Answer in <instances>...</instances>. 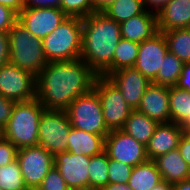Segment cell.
<instances>
[{
  "label": "cell",
  "instance_id": "277c9868",
  "mask_svg": "<svg viewBox=\"0 0 190 190\" xmlns=\"http://www.w3.org/2000/svg\"><path fill=\"white\" fill-rule=\"evenodd\" d=\"M9 63L37 76L47 65L42 40L34 37L18 20L8 31Z\"/></svg>",
  "mask_w": 190,
  "mask_h": 190
},
{
  "label": "cell",
  "instance_id": "cb8c5ba5",
  "mask_svg": "<svg viewBox=\"0 0 190 190\" xmlns=\"http://www.w3.org/2000/svg\"><path fill=\"white\" fill-rule=\"evenodd\" d=\"M162 181L161 174L154 160H147L133 167L128 185L133 190H151Z\"/></svg>",
  "mask_w": 190,
  "mask_h": 190
},
{
  "label": "cell",
  "instance_id": "9a60e30c",
  "mask_svg": "<svg viewBox=\"0 0 190 190\" xmlns=\"http://www.w3.org/2000/svg\"><path fill=\"white\" fill-rule=\"evenodd\" d=\"M107 78L122 93L125 102L133 110L138 108L147 87L151 84V81L134 67L119 69Z\"/></svg>",
  "mask_w": 190,
  "mask_h": 190
},
{
  "label": "cell",
  "instance_id": "7bdbcfd3",
  "mask_svg": "<svg viewBox=\"0 0 190 190\" xmlns=\"http://www.w3.org/2000/svg\"><path fill=\"white\" fill-rule=\"evenodd\" d=\"M94 12H103L111 3L117 0H92Z\"/></svg>",
  "mask_w": 190,
  "mask_h": 190
},
{
  "label": "cell",
  "instance_id": "ba28073f",
  "mask_svg": "<svg viewBox=\"0 0 190 190\" xmlns=\"http://www.w3.org/2000/svg\"><path fill=\"white\" fill-rule=\"evenodd\" d=\"M93 90L98 94L102 105L104 122L109 131L120 130L133 109L125 102L122 93L104 76L98 75Z\"/></svg>",
  "mask_w": 190,
  "mask_h": 190
},
{
  "label": "cell",
  "instance_id": "74e56055",
  "mask_svg": "<svg viewBox=\"0 0 190 190\" xmlns=\"http://www.w3.org/2000/svg\"><path fill=\"white\" fill-rule=\"evenodd\" d=\"M61 0H24L26 8H59Z\"/></svg>",
  "mask_w": 190,
  "mask_h": 190
},
{
  "label": "cell",
  "instance_id": "7a4b0ae2",
  "mask_svg": "<svg viewBox=\"0 0 190 190\" xmlns=\"http://www.w3.org/2000/svg\"><path fill=\"white\" fill-rule=\"evenodd\" d=\"M120 39V24L103 12H93L82 19L80 58L100 75L112 63Z\"/></svg>",
  "mask_w": 190,
  "mask_h": 190
},
{
  "label": "cell",
  "instance_id": "8fae6325",
  "mask_svg": "<svg viewBox=\"0 0 190 190\" xmlns=\"http://www.w3.org/2000/svg\"><path fill=\"white\" fill-rule=\"evenodd\" d=\"M104 151L108 158L135 167L148 160L146 146L123 130H113L105 138Z\"/></svg>",
  "mask_w": 190,
  "mask_h": 190
},
{
  "label": "cell",
  "instance_id": "ee69618b",
  "mask_svg": "<svg viewBox=\"0 0 190 190\" xmlns=\"http://www.w3.org/2000/svg\"><path fill=\"white\" fill-rule=\"evenodd\" d=\"M103 190H133L128 184L108 183Z\"/></svg>",
  "mask_w": 190,
  "mask_h": 190
},
{
  "label": "cell",
  "instance_id": "5bb4252c",
  "mask_svg": "<svg viewBox=\"0 0 190 190\" xmlns=\"http://www.w3.org/2000/svg\"><path fill=\"white\" fill-rule=\"evenodd\" d=\"M167 52L166 39L163 33L159 31L151 39L139 43L134 68L152 82L156 78Z\"/></svg>",
  "mask_w": 190,
  "mask_h": 190
},
{
  "label": "cell",
  "instance_id": "9c48e42d",
  "mask_svg": "<svg viewBox=\"0 0 190 190\" xmlns=\"http://www.w3.org/2000/svg\"><path fill=\"white\" fill-rule=\"evenodd\" d=\"M16 159L29 190H36L54 166V156L41 146L19 148Z\"/></svg>",
  "mask_w": 190,
  "mask_h": 190
},
{
  "label": "cell",
  "instance_id": "d4e9b609",
  "mask_svg": "<svg viewBox=\"0 0 190 190\" xmlns=\"http://www.w3.org/2000/svg\"><path fill=\"white\" fill-rule=\"evenodd\" d=\"M166 39L168 51L183 63L190 62V28L161 31Z\"/></svg>",
  "mask_w": 190,
  "mask_h": 190
},
{
  "label": "cell",
  "instance_id": "ac0fdd59",
  "mask_svg": "<svg viewBox=\"0 0 190 190\" xmlns=\"http://www.w3.org/2000/svg\"><path fill=\"white\" fill-rule=\"evenodd\" d=\"M121 37L135 43L151 39L158 31L156 12L146 9L120 24Z\"/></svg>",
  "mask_w": 190,
  "mask_h": 190
},
{
  "label": "cell",
  "instance_id": "836d02e7",
  "mask_svg": "<svg viewBox=\"0 0 190 190\" xmlns=\"http://www.w3.org/2000/svg\"><path fill=\"white\" fill-rule=\"evenodd\" d=\"M17 148L3 136L0 137V167L16 160Z\"/></svg>",
  "mask_w": 190,
  "mask_h": 190
},
{
  "label": "cell",
  "instance_id": "6da1fadb",
  "mask_svg": "<svg viewBox=\"0 0 190 190\" xmlns=\"http://www.w3.org/2000/svg\"><path fill=\"white\" fill-rule=\"evenodd\" d=\"M97 76L81 58L48 62L36 76V99L45 109L66 110L93 89Z\"/></svg>",
  "mask_w": 190,
  "mask_h": 190
},
{
  "label": "cell",
  "instance_id": "d6a6232c",
  "mask_svg": "<svg viewBox=\"0 0 190 190\" xmlns=\"http://www.w3.org/2000/svg\"><path fill=\"white\" fill-rule=\"evenodd\" d=\"M36 190H70L59 170L53 166Z\"/></svg>",
  "mask_w": 190,
  "mask_h": 190
},
{
  "label": "cell",
  "instance_id": "f6af8a7d",
  "mask_svg": "<svg viewBox=\"0 0 190 190\" xmlns=\"http://www.w3.org/2000/svg\"><path fill=\"white\" fill-rule=\"evenodd\" d=\"M151 190H173V184L165 180L160 181L157 185L153 186Z\"/></svg>",
  "mask_w": 190,
  "mask_h": 190
},
{
  "label": "cell",
  "instance_id": "30bf717a",
  "mask_svg": "<svg viewBox=\"0 0 190 190\" xmlns=\"http://www.w3.org/2000/svg\"><path fill=\"white\" fill-rule=\"evenodd\" d=\"M0 95L15 102L36 98V76L10 63L0 68Z\"/></svg>",
  "mask_w": 190,
  "mask_h": 190
},
{
  "label": "cell",
  "instance_id": "60d3db41",
  "mask_svg": "<svg viewBox=\"0 0 190 190\" xmlns=\"http://www.w3.org/2000/svg\"><path fill=\"white\" fill-rule=\"evenodd\" d=\"M0 4L10 7L17 14L24 8V0H0Z\"/></svg>",
  "mask_w": 190,
  "mask_h": 190
},
{
  "label": "cell",
  "instance_id": "e0dca14e",
  "mask_svg": "<svg viewBox=\"0 0 190 190\" xmlns=\"http://www.w3.org/2000/svg\"><path fill=\"white\" fill-rule=\"evenodd\" d=\"M185 133L180 124L169 122L159 123L153 136L146 145L149 160L177 149L182 135Z\"/></svg>",
  "mask_w": 190,
  "mask_h": 190
},
{
  "label": "cell",
  "instance_id": "d590c367",
  "mask_svg": "<svg viewBox=\"0 0 190 190\" xmlns=\"http://www.w3.org/2000/svg\"><path fill=\"white\" fill-rule=\"evenodd\" d=\"M15 101L0 95V132L7 126Z\"/></svg>",
  "mask_w": 190,
  "mask_h": 190
},
{
  "label": "cell",
  "instance_id": "f546056e",
  "mask_svg": "<svg viewBox=\"0 0 190 190\" xmlns=\"http://www.w3.org/2000/svg\"><path fill=\"white\" fill-rule=\"evenodd\" d=\"M1 190H29L25 185L17 159L0 167Z\"/></svg>",
  "mask_w": 190,
  "mask_h": 190
},
{
  "label": "cell",
  "instance_id": "7dc6e473",
  "mask_svg": "<svg viewBox=\"0 0 190 190\" xmlns=\"http://www.w3.org/2000/svg\"><path fill=\"white\" fill-rule=\"evenodd\" d=\"M180 125L186 133H189L190 132V116H188Z\"/></svg>",
  "mask_w": 190,
  "mask_h": 190
},
{
  "label": "cell",
  "instance_id": "4316f807",
  "mask_svg": "<svg viewBox=\"0 0 190 190\" xmlns=\"http://www.w3.org/2000/svg\"><path fill=\"white\" fill-rule=\"evenodd\" d=\"M170 122L181 124L190 116V93L178 86L169 87Z\"/></svg>",
  "mask_w": 190,
  "mask_h": 190
},
{
  "label": "cell",
  "instance_id": "5b68a950",
  "mask_svg": "<svg viewBox=\"0 0 190 190\" xmlns=\"http://www.w3.org/2000/svg\"><path fill=\"white\" fill-rule=\"evenodd\" d=\"M46 60L68 61L80 58L82 51V19L68 17L42 39Z\"/></svg>",
  "mask_w": 190,
  "mask_h": 190
},
{
  "label": "cell",
  "instance_id": "44dd1931",
  "mask_svg": "<svg viewBox=\"0 0 190 190\" xmlns=\"http://www.w3.org/2000/svg\"><path fill=\"white\" fill-rule=\"evenodd\" d=\"M105 138L77 128H71L67 152L86 156L98 155L104 151Z\"/></svg>",
  "mask_w": 190,
  "mask_h": 190
},
{
  "label": "cell",
  "instance_id": "1f68e13d",
  "mask_svg": "<svg viewBox=\"0 0 190 190\" xmlns=\"http://www.w3.org/2000/svg\"><path fill=\"white\" fill-rule=\"evenodd\" d=\"M133 167L118 160L108 158L109 183L128 184Z\"/></svg>",
  "mask_w": 190,
  "mask_h": 190
},
{
  "label": "cell",
  "instance_id": "3957f363",
  "mask_svg": "<svg viewBox=\"0 0 190 190\" xmlns=\"http://www.w3.org/2000/svg\"><path fill=\"white\" fill-rule=\"evenodd\" d=\"M44 109L36 98L16 102L8 124L2 130L1 135L17 149L38 146L39 121Z\"/></svg>",
  "mask_w": 190,
  "mask_h": 190
},
{
  "label": "cell",
  "instance_id": "83f0119b",
  "mask_svg": "<svg viewBox=\"0 0 190 190\" xmlns=\"http://www.w3.org/2000/svg\"><path fill=\"white\" fill-rule=\"evenodd\" d=\"M183 64L179 58L168 51L152 83L168 87L175 86L179 81Z\"/></svg>",
  "mask_w": 190,
  "mask_h": 190
},
{
  "label": "cell",
  "instance_id": "ffe728a7",
  "mask_svg": "<svg viewBox=\"0 0 190 190\" xmlns=\"http://www.w3.org/2000/svg\"><path fill=\"white\" fill-rule=\"evenodd\" d=\"M162 180L176 184L190 179V166L182 158L179 149L160 155L154 159Z\"/></svg>",
  "mask_w": 190,
  "mask_h": 190
},
{
  "label": "cell",
  "instance_id": "7402d4cb",
  "mask_svg": "<svg viewBox=\"0 0 190 190\" xmlns=\"http://www.w3.org/2000/svg\"><path fill=\"white\" fill-rule=\"evenodd\" d=\"M158 125L157 121L137 110H133L121 130L146 146Z\"/></svg>",
  "mask_w": 190,
  "mask_h": 190
},
{
  "label": "cell",
  "instance_id": "7c38bea8",
  "mask_svg": "<svg viewBox=\"0 0 190 190\" xmlns=\"http://www.w3.org/2000/svg\"><path fill=\"white\" fill-rule=\"evenodd\" d=\"M68 16L59 8H26L18 14V21L34 37L43 39L59 26Z\"/></svg>",
  "mask_w": 190,
  "mask_h": 190
},
{
  "label": "cell",
  "instance_id": "bcb514c9",
  "mask_svg": "<svg viewBox=\"0 0 190 190\" xmlns=\"http://www.w3.org/2000/svg\"><path fill=\"white\" fill-rule=\"evenodd\" d=\"M173 190H190V179L173 184Z\"/></svg>",
  "mask_w": 190,
  "mask_h": 190
},
{
  "label": "cell",
  "instance_id": "52a82bcc",
  "mask_svg": "<svg viewBox=\"0 0 190 190\" xmlns=\"http://www.w3.org/2000/svg\"><path fill=\"white\" fill-rule=\"evenodd\" d=\"M71 122L65 110L44 109L39 121L38 146L53 156L67 152Z\"/></svg>",
  "mask_w": 190,
  "mask_h": 190
},
{
  "label": "cell",
  "instance_id": "4dcf8cb0",
  "mask_svg": "<svg viewBox=\"0 0 190 190\" xmlns=\"http://www.w3.org/2000/svg\"><path fill=\"white\" fill-rule=\"evenodd\" d=\"M60 9L68 17L85 18L94 12L92 0H61Z\"/></svg>",
  "mask_w": 190,
  "mask_h": 190
},
{
  "label": "cell",
  "instance_id": "e575fe53",
  "mask_svg": "<svg viewBox=\"0 0 190 190\" xmlns=\"http://www.w3.org/2000/svg\"><path fill=\"white\" fill-rule=\"evenodd\" d=\"M18 20V14L10 7L0 4V32H8Z\"/></svg>",
  "mask_w": 190,
  "mask_h": 190
},
{
  "label": "cell",
  "instance_id": "f1b7e54d",
  "mask_svg": "<svg viewBox=\"0 0 190 190\" xmlns=\"http://www.w3.org/2000/svg\"><path fill=\"white\" fill-rule=\"evenodd\" d=\"M88 170L89 187L104 188L109 183L107 153L91 156Z\"/></svg>",
  "mask_w": 190,
  "mask_h": 190
},
{
  "label": "cell",
  "instance_id": "f35d334b",
  "mask_svg": "<svg viewBox=\"0 0 190 190\" xmlns=\"http://www.w3.org/2000/svg\"><path fill=\"white\" fill-rule=\"evenodd\" d=\"M178 149L182 158L190 166V134L184 133L180 139Z\"/></svg>",
  "mask_w": 190,
  "mask_h": 190
},
{
  "label": "cell",
  "instance_id": "b9f144b4",
  "mask_svg": "<svg viewBox=\"0 0 190 190\" xmlns=\"http://www.w3.org/2000/svg\"><path fill=\"white\" fill-rule=\"evenodd\" d=\"M168 1L170 0H144V4L146 9L156 12Z\"/></svg>",
  "mask_w": 190,
  "mask_h": 190
},
{
  "label": "cell",
  "instance_id": "2e32d148",
  "mask_svg": "<svg viewBox=\"0 0 190 190\" xmlns=\"http://www.w3.org/2000/svg\"><path fill=\"white\" fill-rule=\"evenodd\" d=\"M136 110L158 123H169V87L151 82Z\"/></svg>",
  "mask_w": 190,
  "mask_h": 190
},
{
  "label": "cell",
  "instance_id": "8d00e7d4",
  "mask_svg": "<svg viewBox=\"0 0 190 190\" xmlns=\"http://www.w3.org/2000/svg\"><path fill=\"white\" fill-rule=\"evenodd\" d=\"M10 39L8 32H0V68L9 63Z\"/></svg>",
  "mask_w": 190,
  "mask_h": 190
},
{
  "label": "cell",
  "instance_id": "484cf974",
  "mask_svg": "<svg viewBox=\"0 0 190 190\" xmlns=\"http://www.w3.org/2000/svg\"><path fill=\"white\" fill-rule=\"evenodd\" d=\"M145 10L144 0H117L111 3L103 13L116 23L121 24Z\"/></svg>",
  "mask_w": 190,
  "mask_h": 190
},
{
  "label": "cell",
  "instance_id": "ab89813d",
  "mask_svg": "<svg viewBox=\"0 0 190 190\" xmlns=\"http://www.w3.org/2000/svg\"><path fill=\"white\" fill-rule=\"evenodd\" d=\"M176 86L190 93V62L184 63Z\"/></svg>",
  "mask_w": 190,
  "mask_h": 190
},
{
  "label": "cell",
  "instance_id": "603a6c76",
  "mask_svg": "<svg viewBox=\"0 0 190 190\" xmlns=\"http://www.w3.org/2000/svg\"><path fill=\"white\" fill-rule=\"evenodd\" d=\"M138 49L139 43L121 37L115 48L112 63L100 76L107 77L119 69L134 67L138 56Z\"/></svg>",
  "mask_w": 190,
  "mask_h": 190
},
{
  "label": "cell",
  "instance_id": "4fadbf2b",
  "mask_svg": "<svg viewBox=\"0 0 190 190\" xmlns=\"http://www.w3.org/2000/svg\"><path fill=\"white\" fill-rule=\"evenodd\" d=\"M89 163L90 157L83 154L61 152L54 156V166L70 190L89 187Z\"/></svg>",
  "mask_w": 190,
  "mask_h": 190
},
{
  "label": "cell",
  "instance_id": "c3c4849f",
  "mask_svg": "<svg viewBox=\"0 0 190 190\" xmlns=\"http://www.w3.org/2000/svg\"><path fill=\"white\" fill-rule=\"evenodd\" d=\"M79 190H103V188H95V187H86Z\"/></svg>",
  "mask_w": 190,
  "mask_h": 190
},
{
  "label": "cell",
  "instance_id": "8992f818",
  "mask_svg": "<svg viewBox=\"0 0 190 190\" xmlns=\"http://www.w3.org/2000/svg\"><path fill=\"white\" fill-rule=\"evenodd\" d=\"M65 111L73 128L102 137L109 135L100 98L93 89L87 94L78 96Z\"/></svg>",
  "mask_w": 190,
  "mask_h": 190
},
{
  "label": "cell",
  "instance_id": "d6986e66",
  "mask_svg": "<svg viewBox=\"0 0 190 190\" xmlns=\"http://www.w3.org/2000/svg\"><path fill=\"white\" fill-rule=\"evenodd\" d=\"M158 31L190 28V0H170L158 11Z\"/></svg>",
  "mask_w": 190,
  "mask_h": 190
}]
</instances>
